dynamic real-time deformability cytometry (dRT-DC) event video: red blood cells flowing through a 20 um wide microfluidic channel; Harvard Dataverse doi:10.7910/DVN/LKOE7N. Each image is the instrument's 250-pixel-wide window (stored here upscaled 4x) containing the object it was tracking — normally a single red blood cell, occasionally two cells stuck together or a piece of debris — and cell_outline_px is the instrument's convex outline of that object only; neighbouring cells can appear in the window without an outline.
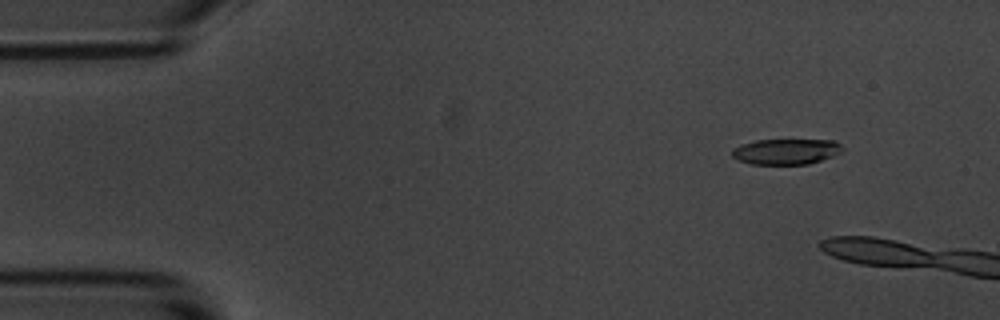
{"species": "common noctule bat (a hibernating species)", "species_latin": "Nyctalus noctula", "temperature_condition": "room temperature", "stored_images_in_passage": 10, "camera_frame_rate_fps": 3000, "um_per_image_px": 0.085, "animal": {"sex": "male", "body_mass_g": 20.1, "forearm_length_mm": 53.5}, "frame": {"image": 1, "passage_image": 6, "time_ms": 1.667, "image_size_px": [1000, 320], "cell_outline_px": [[844, 152], [808, 164], [752, 164], [736, 160], [732, 156], [732, 148], [740, 144], [756, 140], [836, 140], [844, 148]], "centroid_in_image_um": [66.81, 12.88], "position_along_channel_um": 18.2, "area_um2": 16.65}}